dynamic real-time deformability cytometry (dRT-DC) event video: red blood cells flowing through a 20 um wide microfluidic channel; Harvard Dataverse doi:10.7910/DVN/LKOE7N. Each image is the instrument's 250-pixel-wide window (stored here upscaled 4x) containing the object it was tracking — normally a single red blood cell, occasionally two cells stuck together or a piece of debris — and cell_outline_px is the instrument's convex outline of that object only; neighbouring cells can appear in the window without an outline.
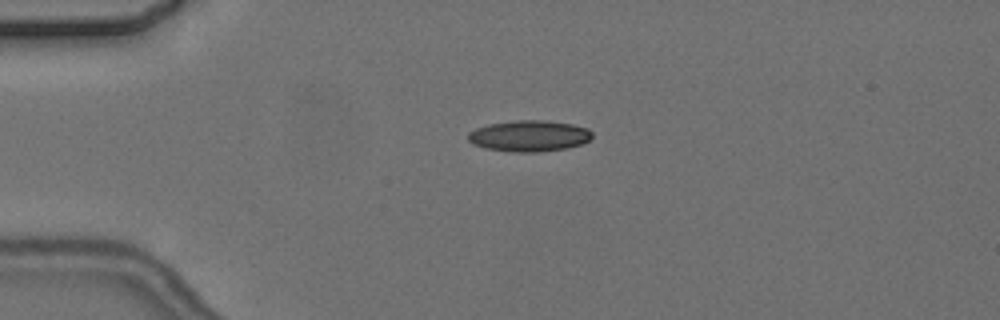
{"species": "common noctule bat (a hibernating species)", "species_latin": "Nyctalus noctula", "temperature_condition": "cold", "stored_images_in_passage": 2, "camera_frame_rate_fps": 3000, "um_per_image_px": 0.085, "animal": {"sex": "female", "body_mass_g": 24.6, "forearm_length_mm": 56.2}, "frame": {"image": 1, "passage_image": 1, "time_ms": 0.0, "image_size_px": [1000, 320], "cell_outline_px": [[592, 136], [588, 140], [580, 144], [568, 148], [540, 152], [512, 152], [484, 148], [472, 144], [468, 140], [468, 132], [476, 128], [488, 124], [516, 120], [544, 120], [572, 124], [588, 128], [592, 132]], "centroid_in_image_um": [44.96, 11.55], "position_along_channel_um": 40.0, "area_um2": 22.66}}